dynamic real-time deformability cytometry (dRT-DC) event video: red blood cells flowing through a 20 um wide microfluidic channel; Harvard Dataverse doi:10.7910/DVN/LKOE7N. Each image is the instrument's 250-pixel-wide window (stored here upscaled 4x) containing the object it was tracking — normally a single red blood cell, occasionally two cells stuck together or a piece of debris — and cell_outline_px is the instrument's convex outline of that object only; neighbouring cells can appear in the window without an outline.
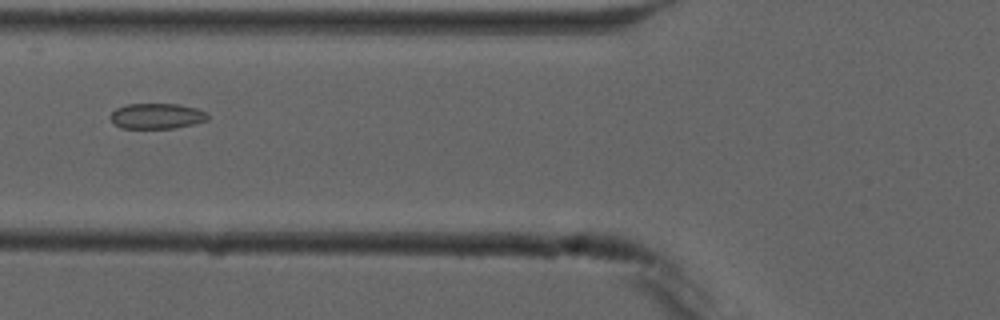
{"species": "common noctule bat (a hibernating species)", "species_latin": "Nyctalus noctula", "temperature_condition": "cold", "stored_images_in_passage": 6, "camera_frame_rate_fps": 3000, "um_per_image_px": 0.085, "animal": {"sex": "male", "forearm_length_mm": 52.5}, "frame": {"image": 1, "passage_image": 6, "time_ms": 6.667, "image_size_px": [1000, 320], "cell_outline_px": [[208, 120], [176, 128], [120, 128], [108, 116], [116, 108], [128, 104], [180, 104], [196, 108], [208, 112]], "centroid_in_image_um": [13.34, 9.86], "position_along_channel_um": 112.5, "area_um2": 14.51}}